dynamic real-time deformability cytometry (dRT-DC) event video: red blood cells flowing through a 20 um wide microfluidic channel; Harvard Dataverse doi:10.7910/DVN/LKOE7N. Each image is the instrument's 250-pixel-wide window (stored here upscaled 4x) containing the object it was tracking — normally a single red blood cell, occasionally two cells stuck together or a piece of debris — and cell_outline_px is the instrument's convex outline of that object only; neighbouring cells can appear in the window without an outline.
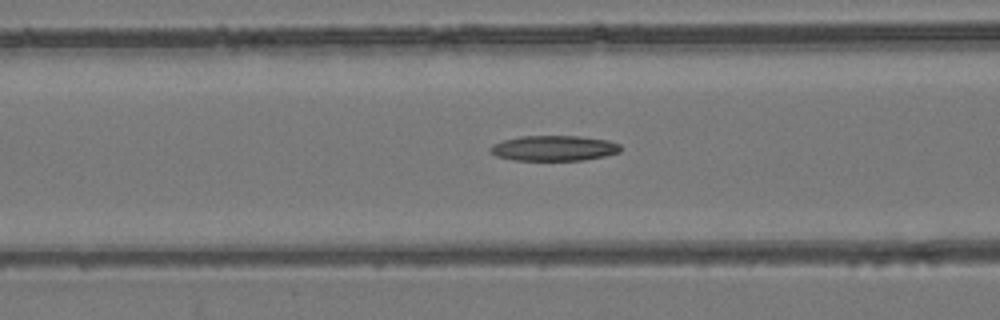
{"species": "common noctule bat (a hibernating species)", "species_latin": "Nyctalus noctula", "temperature_condition": "room temperature", "stored_images_in_passage": 54, "camera_frame_rate_fps": 3000, "um_per_image_px": 0.085, "animal": {"sex": "female", "body_mass_g": 24.6, "forearm_length_mm": 56.2}, "frame": {"image": 1, "passage_image": 22, "time_ms": 7.0, "image_size_px": [1000, 320], "cell_outline_px": [[620, 152], [604, 156], [584, 160], [512, 160], [496, 156], [488, 148], [492, 144], [504, 140], [520, 136], [580, 136], [608, 140], [620, 144]], "centroid_in_image_um": [47.07, 12.59], "position_along_channel_um": 119.5, "area_um2": 19.25}}
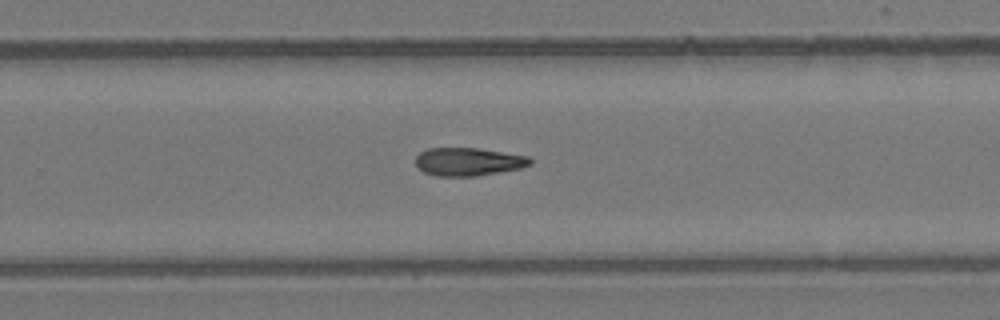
{"frame": {"image": 2, "passage_image": 35, "time_ms": 11.333, "image_size_px": [1000, 320], "cell_outline_px": [[532, 164], [520, 168], [476, 176], [436, 176], [424, 172], [416, 164], [416, 156], [420, 152], [428, 148], [480, 148], [528, 156], [532, 160]], "centroid_in_image_um": [39.81, 13.74], "position_along_channel_um": 290.0, "area_um2": 18.73}}
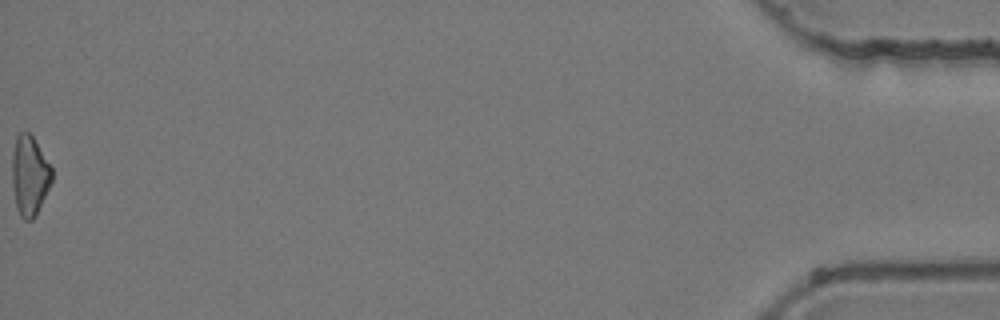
{"frame": {"image": 3, "passage_image": 54, "time_ms": 17.667, "image_size_px": [1000, 320], "cell_outline_px": [[52, 180], [36, 216], [32, 220], [24, 220], [20, 216], [16, 208], [12, 184], [12, 152], [16, 136], [20, 132], [28, 132], [32, 136], [52, 168]], "centroid_in_image_um": [2.5, 14.94], "position_along_channel_um": 432.7, "area_um2": 18.5}}